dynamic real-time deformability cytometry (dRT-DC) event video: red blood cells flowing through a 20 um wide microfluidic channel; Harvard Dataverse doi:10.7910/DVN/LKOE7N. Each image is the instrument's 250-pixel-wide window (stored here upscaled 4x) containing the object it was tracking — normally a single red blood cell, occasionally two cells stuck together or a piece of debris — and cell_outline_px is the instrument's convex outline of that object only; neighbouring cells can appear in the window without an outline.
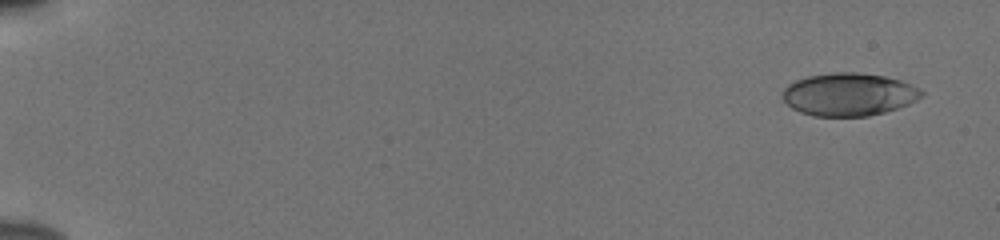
{"species": "human", "species_latin": "Homo sapiens", "temperature_condition": "cold", "stored_images_in_passage": 53, "camera_frame_rate_fps": 3000, "um_per_image_px": 0.085, "donor": {"sex": "male"}, "frame": {"image": 1, "passage_image": 1, "time_ms": 0.0, "image_size_px": [1000, 240], "cell_outline_px": [[924, 96], [908, 104], [884, 112], [868, 116], [812, 116], [800, 112], [792, 108], [784, 100], [784, 88], [788, 84], [796, 80], [808, 76], [832, 72], [856, 72], [884, 76], [900, 80], [912, 84], [920, 88], [924, 92]], "centroid_in_image_um": [72.17, 8.02], "position_along_channel_um": 12.8, "area_um2": 34.68}}
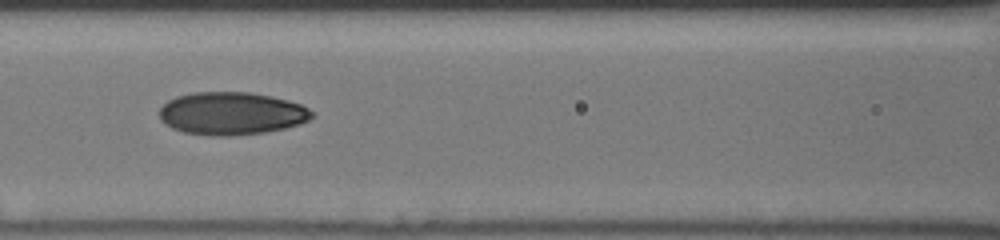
{"frame": {"image": 2, "passage_image": 25, "time_ms": 8.0, "image_size_px": [1000, 240], "cell_outline_px": [[312, 116], [308, 120], [300, 124], [284, 128], [264, 132], [232, 136], [212, 136], [184, 132], [172, 128], [164, 124], [160, 120], [160, 108], [168, 100], [176, 96], [192, 92], [248, 92], [288, 100], [300, 104], [308, 108], [312, 112]], "centroid_in_image_um": [19.64, 9.64], "position_along_channel_um": 147.0, "area_um2": 37.97}}
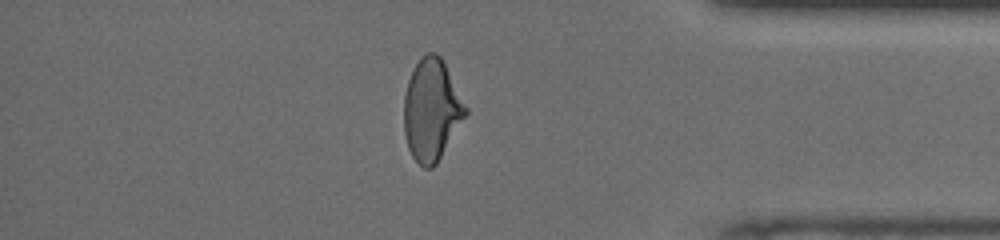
{"frame": {"image": 3, "passage_image": 46, "time_ms": 15.0, "image_size_px": [1000, 240], "cell_outline_px": [[468, 112], [436, 164], [432, 168], [424, 168], [412, 156], [408, 148], [404, 132], [404, 96], [408, 80], [420, 56], [428, 52], [436, 52], [440, 56], [468, 108]], "centroid_in_image_um": [36.67, 9.34], "position_along_channel_um": 398.5, "area_um2": 36.18}, "authors_computed_cell_mechanics": {"area_um2": 36.1828, "velocity_mm_per_s": 3.8547, "shape_relaxation_time_tau1_ms": 8.0109, "shape_relaxation_time_tau2_ms": 2.0077, "deformation_change_tau1": 0.1942, "deformation_change_tau2": 0.0728}}